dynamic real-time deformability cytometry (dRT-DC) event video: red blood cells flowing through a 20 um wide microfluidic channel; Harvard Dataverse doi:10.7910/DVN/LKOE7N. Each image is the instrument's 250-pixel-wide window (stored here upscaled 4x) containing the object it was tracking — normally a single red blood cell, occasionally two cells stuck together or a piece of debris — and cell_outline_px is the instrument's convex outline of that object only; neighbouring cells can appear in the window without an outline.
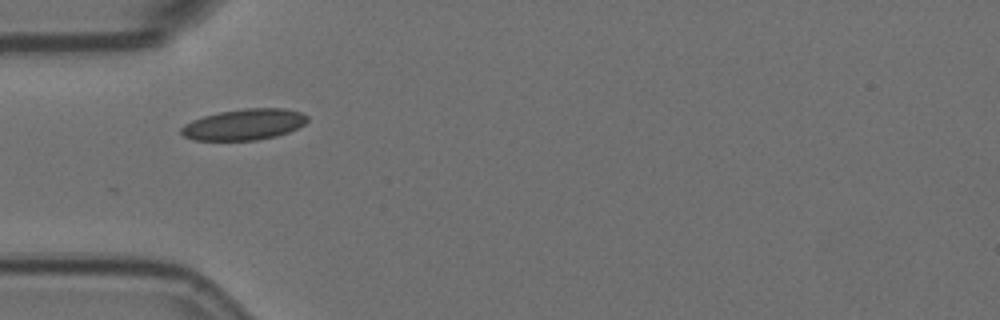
{"species": "Egyptian fruit bat (a non-hibernating species)", "species_latin": "Rousettus aegyptiacus", "temperature_condition": "room temperature", "stored_images_in_passage": 4, "camera_frame_rate_fps": 3000, "um_per_image_px": 0.085, "animal": {"sex": "female"}, "frame": {"image": 1, "passage_image": 1, "time_ms": 0.0, "image_size_px": [1000, 320], "cell_outline_px": [[308, 120], [304, 124], [288, 132], [276, 136], [256, 140], [192, 140], [184, 136], [180, 132], [180, 128], [184, 124], [192, 120], [204, 116], [220, 112], [244, 108], [284, 108], [300, 112], [308, 116]], "centroid_in_image_um": [20.73, 10.58], "position_along_channel_um": 64.3, "area_um2": 22.77}}
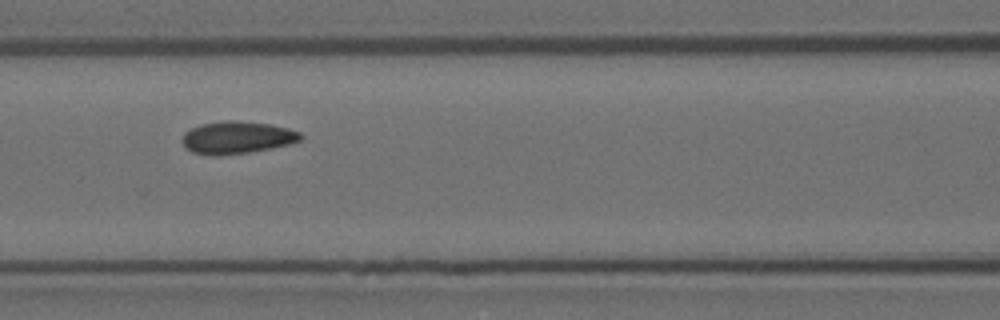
{"frame": {"image": 2, "passage_image": 3, "time_ms": 0.667, "image_size_px": [1000, 320], "cell_outline_px": [[304, 136], [300, 140], [288, 144], [248, 152], [192, 152], [180, 140], [184, 132], [200, 124], [228, 120], [236, 120], [272, 124], [288, 128], [300, 132]], "centroid_in_image_um": [20.19, 11.62], "position_along_channel_um": 146.4, "area_um2": 21.44}}
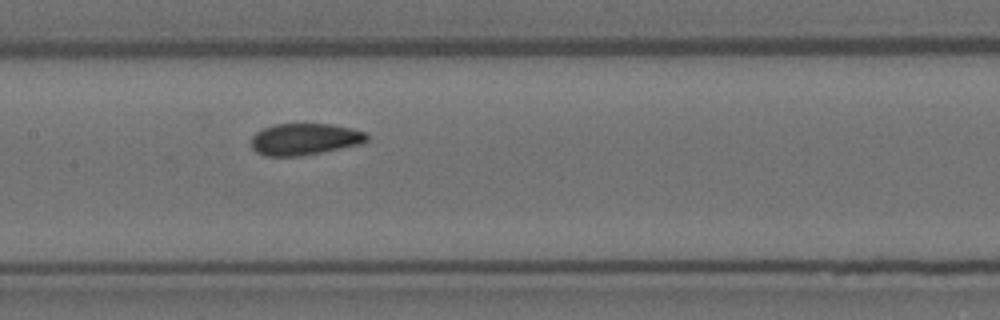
{"frame": {"image": 3, "passage_image": 4, "time_ms": 1.0, "image_size_px": [1000, 320], "cell_outline_px": [[368, 140], [364, 144], [300, 156], [264, 156], [256, 152], [252, 148], [252, 136], [256, 132], [272, 124], [332, 124], [352, 128], [368, 132]], "centroid_in_image_um": [25.94, 11.83], "position_along_channel_um": 181.5, "area_um2": 21.62}}